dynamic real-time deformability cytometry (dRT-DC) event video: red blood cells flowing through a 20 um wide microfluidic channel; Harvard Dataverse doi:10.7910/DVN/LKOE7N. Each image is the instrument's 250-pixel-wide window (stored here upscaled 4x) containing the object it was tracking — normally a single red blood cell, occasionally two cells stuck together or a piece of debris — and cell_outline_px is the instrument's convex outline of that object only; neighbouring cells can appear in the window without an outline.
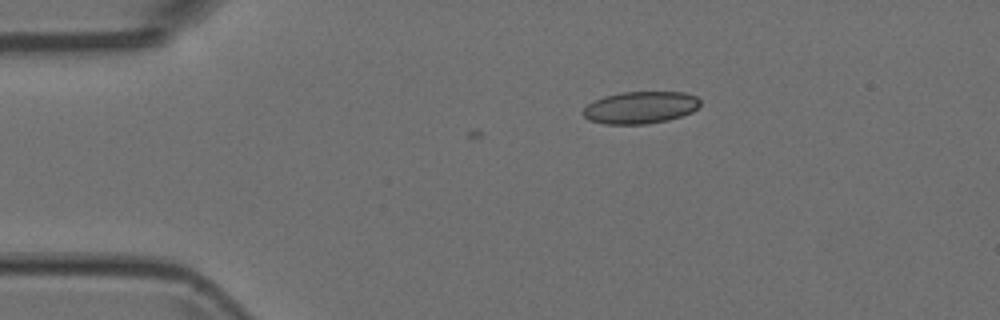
{"species": "Egyptian fruit bat (a non-hibernating species)", "species_latin": "Rousettus aegyptiacus", "temperature_condition": "room temperature", "stored_images_in_passage": 7, "camera_frame_rate_fps": 3000, "um_per_image_px": 0.085, "animal": {"sex": "female"}, "frame": {"image": 1, "passage_image": 5, "time_ms": 1.333, "image_size_px": [1000, 320], "cell_outline_px": [[700, 104], [692, 112], [668, 120], [644, 124], [604, 124], [588, 120], [580, 112], [588, 104], [604, 96], [624, 92], [684, 92], [696, 96], [700, 100]], "centroid_in_image_um": [54.41, 9.14], "position_along_channel_um": 30.6, "area_um2": 21.91}}
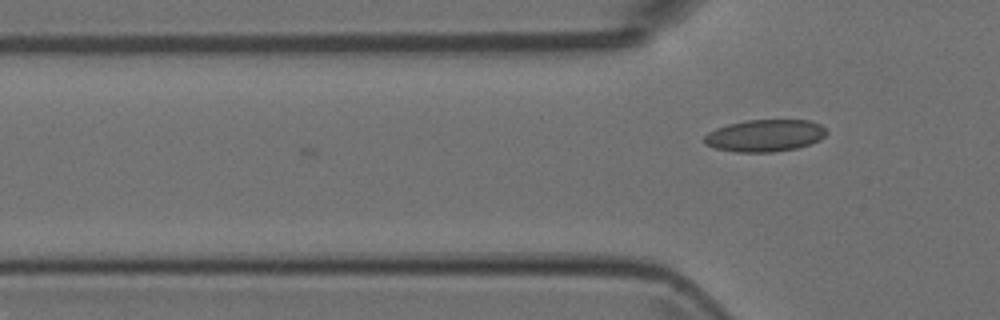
{"frame": {"image": 2, "passage_image": 7, "time_ms": 2.0, "image_size_px": [1000, 320], "cell_outline_px": [[828, 132], [820, 140], [796, 148], [772, 152], [736, 152], [716, 148], [704, 144], [704, 136], [708, 132], [716, 128], [728, 124], [744, 120], [808, 120], [820, 124]], "centroid_in_image_um": [65.0, 11.52], "position_along_channel_um": 60.8, "area_um2": 22.83}}